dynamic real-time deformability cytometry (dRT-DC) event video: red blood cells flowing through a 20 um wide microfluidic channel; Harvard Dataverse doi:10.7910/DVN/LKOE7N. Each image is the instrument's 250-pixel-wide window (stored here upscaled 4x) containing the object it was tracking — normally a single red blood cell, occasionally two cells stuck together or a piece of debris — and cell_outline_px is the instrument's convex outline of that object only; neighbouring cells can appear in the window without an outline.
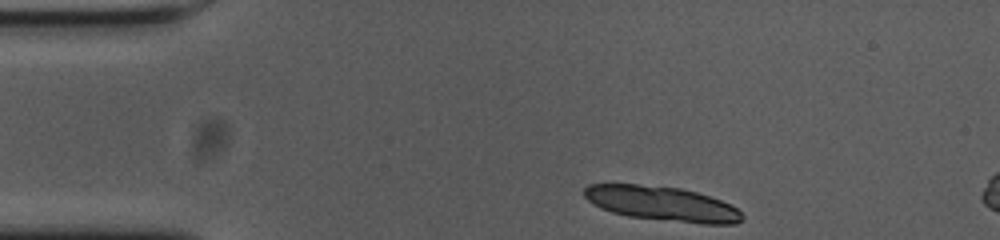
{"species": "common noctule bat (a hibernating species)", "species_latin": "Nyctalus noctula", "temperature_condition": "cold", "stored_images_in_passage": 6, "camera_frame_rate_fps": 3000, "um_per_image_px": 0.085, "animal": {"sex": "female", "body_mass_g": 23.0, "forearm_length_mm": 53.4}, "frame": {"image": 1, "passage_image": 1, "time_ms": 0.0, "image_size_px": [1000, 240], "cell_outline_px": [[744, 216], [736, 224], [700, 224], [628, 216], [612, 212], [600, 208], [592, 204], [584, 196], [584, 188], [588, 184], [636, 184], [680, 188], [696, 192], [720, 200], [736, 208]], "centroid_in_image_um": [56.24, 17.31], "position_along_channel_um": 28.8, "area_um2": 31.73}}